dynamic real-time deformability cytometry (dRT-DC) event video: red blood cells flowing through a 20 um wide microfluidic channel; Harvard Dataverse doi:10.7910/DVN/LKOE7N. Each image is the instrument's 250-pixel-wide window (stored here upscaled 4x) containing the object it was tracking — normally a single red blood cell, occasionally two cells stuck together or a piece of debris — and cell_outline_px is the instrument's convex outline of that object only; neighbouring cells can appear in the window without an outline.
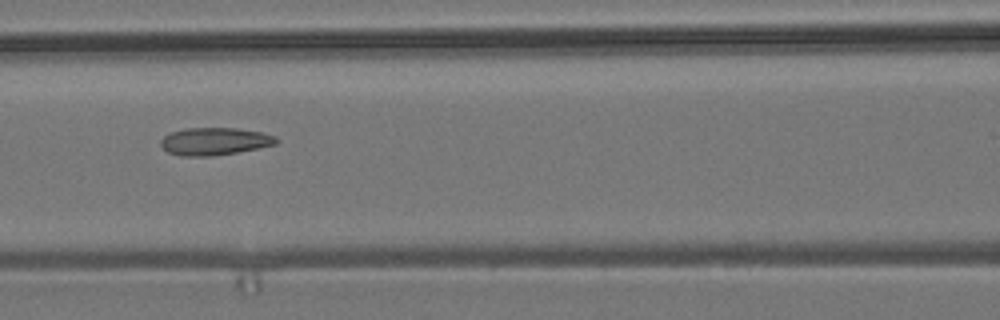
{"species": "common noctule bat (a hibernating species)", "species_latin": "Nyctalus noctula", "temperature_condition": "room temperature", "stored_images_in_passage": 7, "camera_frame_rate_fps": 3000, "um_per_image_px": 0.085, "animal": {"sex": "male", "body_mass_g": 19.2, "forearm_length_mm": 51.8}, "frame": {"image": 1, "passage_image": 3, "time_ms": 2.333, "image_size_px": [1000, 320], "cell_outline_px": [[280, 140], [276, 144], [236, 152], [212, 156], [180, 156], [168, 152], [160, 144], [160, 140], [164, 136], [172, 132], [184, 128], [236, 128], [260, 132], [276, 136]], "centroid_in_image_um": [18.23, 12.01], "position_along_channel_um": 148.4, "area_um2": 18.44}}
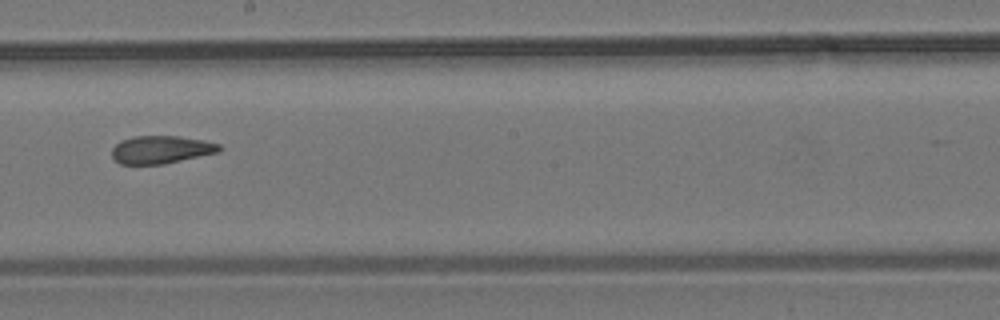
{"frame": {"image": 2, "passage_image": 5, "time_ms": 4.667, "image_size_px": [1000, 320], "cell_outline_px": [[224, 148], [220, 152], [160, 164], [120, 164], [112, 156], [112, 148], [120, 140], [132, 136], [180, 136], [204, 140], [220, 144]], "centroid_in_image_um": [13.71, 12.7], "position_along_channel_um": 234.5, "area_um2": 17.46}}
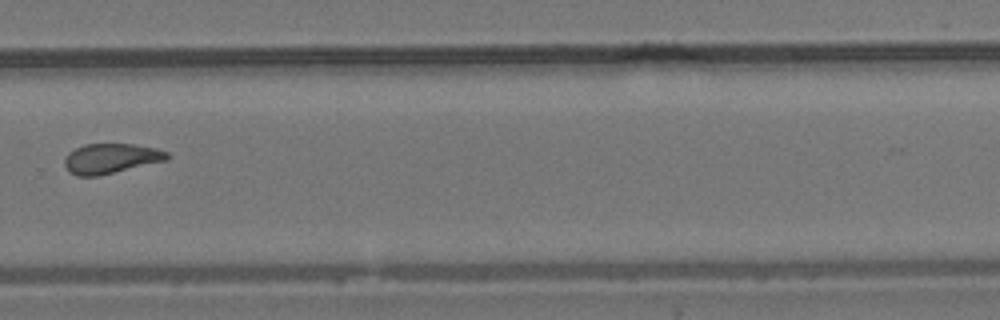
{"frame": {"image": 3, "passage_image": 7, "time_ms": 7.0, "image_size_px": [1000, 320], "cell_outline_px": [[172, 156], [168, 160], [96, 176], [76, 176], [68, 172], [64, 164], [64, 160], [68, 152], [84, 144], [132, 144], [156, 148], [168, 152]], "centroid_in_image_um": [9.43, 13.47], "position_along_channel_um": 320.4, "area_um2": 17.98}}